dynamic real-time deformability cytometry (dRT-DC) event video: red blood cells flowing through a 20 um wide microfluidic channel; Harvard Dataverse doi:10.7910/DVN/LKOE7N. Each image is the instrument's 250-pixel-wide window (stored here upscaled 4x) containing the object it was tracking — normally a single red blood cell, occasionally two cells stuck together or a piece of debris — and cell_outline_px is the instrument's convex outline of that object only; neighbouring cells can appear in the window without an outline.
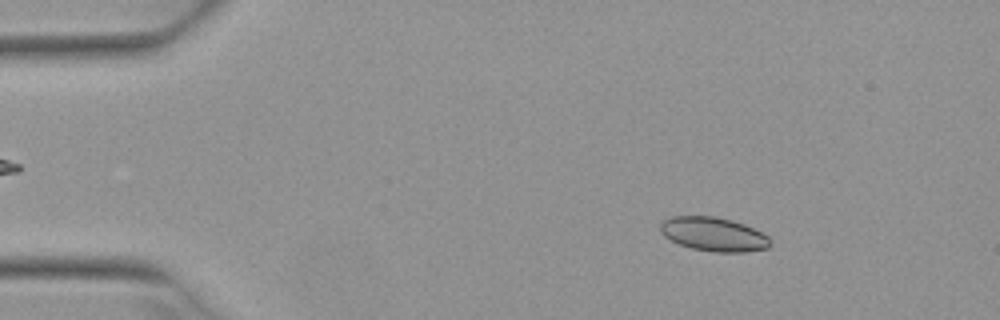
{"species": "Egyptian fruit bat (a non-hibernating species)", "species_latin": "Rousettus aegyptiacus", "temperature_condition": "warm", "stored_images_in_passage": 5, "camera_frame_rate_fps": 3000, "um_per_image_px": 0.085, "animal": {"sex": "female"}, "frame": {"image": 1, "passage_image": 3, "time_ms": 0.667, "image_size_px": [1000, 320], "cell_outline_px": [[768, 248], [744, 252], [712, 252], [692, 248], [680, 244], [664, 236], [660, 232], [660, 224], [664, 220], [672, 216], [716, 216], [732, 220], [744, 224], [768, 236]], "centroid_in_image_um": [60.62, 19.9], "position_along_channel_um": 24.4, "area_um2": 21.56}}